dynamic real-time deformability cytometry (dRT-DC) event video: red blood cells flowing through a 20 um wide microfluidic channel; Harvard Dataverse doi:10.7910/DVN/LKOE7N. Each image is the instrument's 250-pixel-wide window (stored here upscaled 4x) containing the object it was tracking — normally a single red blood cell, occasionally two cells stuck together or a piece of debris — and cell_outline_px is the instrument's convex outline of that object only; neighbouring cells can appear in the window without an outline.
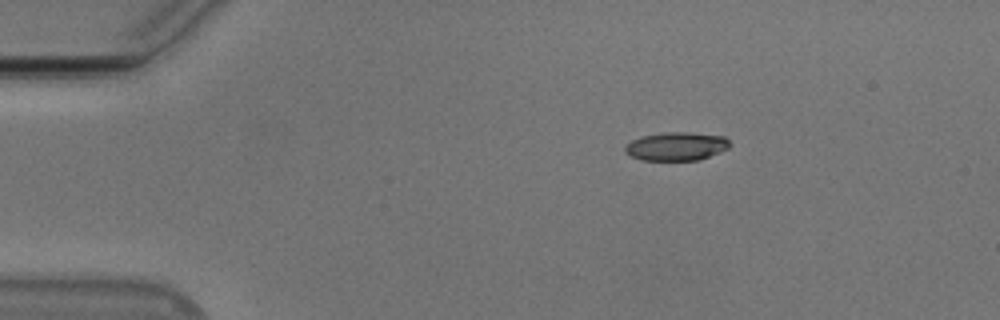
{"species": "Egyptian fruit bat (a non-hibernating species)", "species_latin": "Rousettus aegyptiacus", "temperature_condition": "cold", "stored_images_in_passage": 46, "camera_frame_rate_fps": 3000, "um_per_image_px": 0.085, "animal": {"sex": "male"}, "frame": {"image": 1, "passage_image": 1, "time_ms": 0.0, "image_size_px": [1000, 320], "cell_outline_px": [[732, 144], [728, 148], [720, 152], [700, 160], [640, 160], [624, 152], [624, 144], [632, 140], [644, 136], [664, 132], [688, 132], [724, 136]], "centroid_in_image_um": [57.49, 12.44], "position_along_channel_um": 27.5, "area_um2": 17.46}}
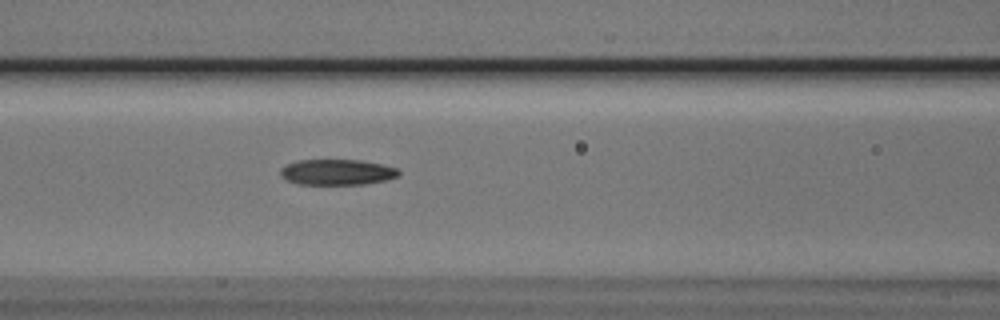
{"frame": {"image": 2, "passage_image": 15, "time_ms": 4.667, "image_size_px": [1000, 320], "cell_outline_px": [[400, 172], [396, 176], [384, 180], [364, 184], [296, 184], [288, 180], [280, 172], [280, 168], [296, 160], [360, 160], [380, 164], [396, 168]], "centroid_in_image_um": [28.62, 14.63], "position_along_channel_um": 138.0, "area_um2": 17.4}}
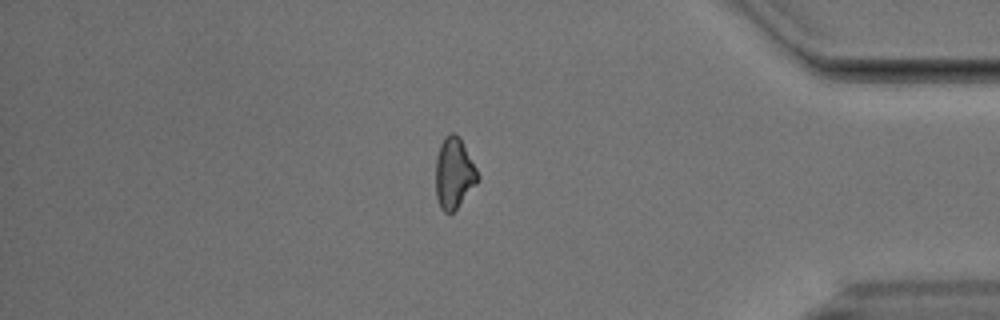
{"frame": {"image": 3, "passage_image": 38, "time_ms": 12.333, "image_size_px": [1000, 320], "cell_outline_px": [[480, 180], [456, 208], [452, 212], [444, 212], [440, 208], [436, 196], [436, 160], [440, 144], [444, 136], [452, 132], [456, 132], [460, 136], [480, 176]], "centroid_in_image_um": [38.6, 14.69], "position_along_channel_um": 396.6, "area_um2": 17.46}, "authors_computed_cell_mechanics": {"area_um2": 18.0047, "velocity_mm_per_s": 3.7713, "shape_relaxation_time_tau1_ms": 3.6358, "shape_relaxation_time_tau2_ms": 4.5682, "deformation_change_tau1": 0.1216, "deformation_change_tau2": 0.1357}}